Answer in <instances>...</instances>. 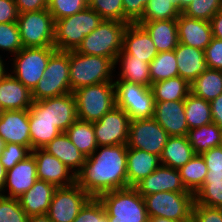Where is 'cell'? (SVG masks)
Returning <instances> with one entry per match:
<instances>
[{"instance_id": "obj_1", "label": "cell", "mask_w": 222, "mask_h": 222, "mask_svg": "<svg viewBox=\"0 0 222 222\" xmlns=\"http://www.w3.org/2000/svg\"><path fill=\"white\" fill-rule=\"evenodd\" d=\"M127 144L100 146L85 159L76 183L91 197L128 187Z\"/></svg>"}, {"instance_id": "obj_2", "label": "cell", "mask_w": 222, "mask_h": 222, "mask_svg": "<svg viewBox=\"0 0 222 222\" xmlns=\"http://www.w3.org/2000/svg\"><path fill=\"white\" fill-rule=\"evenodd\" d=\"M114 62L107 57L69 51L71 92L98 83L114 81Z\"/></svg>"}, {"instance_id": "obj_3", "label": "cell", "mask_w": 222, "mask_h": 222, "mask_svg": "<svg viewBox=\"0 0 222 222\" xmlns=\"http://www.w3.org/2000/svg\"><path fill=\"white\" fill-rule=\"evenodd\" d=\"M103 20L89 6L72 16L56 20L54 47L58 51L76 50L85 36L93 32Z\"/></svg>"}, {"instance_id": "obj_4", "label": "cell", "mask_w": 222, "mask_h": 222, "mask_svg": "<svg viewBox=\"0 0 222 222\" xmlns=\"http://www.w3.org/2000/svg\"><path fill=\"white\" fill-rule=\"evenodd\" d=\"M109 222H148L144 198L135 187H126L101 194Z\"/></svg>"}, {"instance_id": "obj_5", "label": "cell", "mask_w": 222, "mask_h": 222, "mask_svg": "<svg viewBox=\"0 0 222 222\" xmlns=\"http://www.w3.org/2000/svg\"><path fill=\"white\" fill-rule=\"evenodd\" d=\"M77 118L91 123L100 120L116 106L114 81L83 86L73 91Z\"/></svg>"}, {"instance_id": "obj_6", "label": "cell", "mask_w": 222, "mask_h": 222, "mask_svg": "<svg viewBox=\"0 0 222 222\" xmlns=\"http://www.w3.org/2000/svg\"><path fill=\"white\" fill-rule=\"evenodd\" d=\"M127 26L128 23L125 22L103 20L93 32L85 36L75 51L84 55L107 57L114 62L122 51Z\"/></svg>"}, {"instance_id": "obj_7", "label": "cell", "mask_w": 222, "mask_h": 222, "mask_svg": "<svg viewBox=\"0 0 222 222\" xmlns=\"http://www.w3.org/2000/svg\"><path fill=\"white\" fill-rule=\"evenodd\" d=\"M70 92L69 51L56 50L47 63L43 78L32 91V98L39 101Z\"/></svg>"}, {"instance_id": "obj_8", "label": "cell", "mask_w": 222, "mask_h": 222, "mask_svg": "<svg viewBox=\"0 0 222 222\" xmlns=\"http://www.w3.org/2000/svg\"><path fill=\"white\" fill-rule=\"evenodd\" d=\"M55 51V47H23L12 56L8 72L32 92L38 81L43 78V72Z\"/></svg>"}, {"instance_id": "obj_9", "label": "cell", "mask_w": 222, "mask_h": 222, "mask_svg": "<svg viewBox=\"0 0 222 222\" xmlns=\"http://www.w3.org/2000/svg\"><path fill=\"white\" fill-rule=\"evenodd\" d=\"M149 217H164L174 221H192L195 203L192 192H158L143 196Z\"/></svg>"}, {"instance_id": "obj_10", "label": "cell", "mask_w": 222, "mask_h": 222, "mask_svg": "<svg viewBox=\"0 0 222 222\" xmlns=\"http://www.w3.org/2000/svg\"><path fill=\"white\" fill-rule=\"evenodd\" d=\"M17 25L23 47H54L55 21L48 9L20 13Z\"/></svg>"}, {"instance_id": "obj_11", "label": "cell", "mask_w": 222, "mask_h": 222, "mask_svg": "<svg viewBox=\"0 0 222 222\" xmlns=\"http://www.w3.org/2000/svg\"><path fill=\"white\" fill-rule=\"evenodd\" d=\"M116 106L124 110L130 120L152 118L155 101L151 87L114 81Z\"/></svg>"}, {"instance_id": "obj_12", "label": "cell", "mask_w": 222, "mask_h": 222, "mask_svg": "<svg viewBox=\"0 0 222 222\" xmlns=\"http://www.w3.org/2000/svg\"><path fill=\"white\" fill-rule=\"evenodd\" d=\"M28 111L29 118H47L61 132H65L78 119L73 92L33 101Z\"/></svg>"}, {"instance_id": "obj_13", "label": "cell", "mask_w": 222, "mask_h": 222, "mask_svg": "<svg viewBox=\"0 0 222 222\" xmlns=\"http://www.w3.org/2000/svg\"><path fill=\"white\" fill-rule=\"evenodd\" d=\"M168 137L153 117L130 120L127 147L161 156Z\"/></svg>"}, {"instance_id": "obj_14", "label": "cell", "mask_w": 222, "mask_h": 222, "mask_svg": "<svg viewBox=\"0 0 222 222\" xmlns=\"http://www.w3.org/2000/svg\"><path fill=\"white\" fill-rule=\"evenodd\" d=\"M90 198L77 183L56 188L47 216L52 222H72Z\"/></svg>"}, {"instance_id": "obj_15", "label": "cell", "mask_w": 222, "mask_h": 222, "mask_svg": "<svg viewBox=\"0 0 222 222\" xmlns=\"http://www.w3.org/2000/svg\"><path fill=\"white\" fill-rule=\"evenodd\" d=\"M129 123L128 114L118 106L113 107L93 123L98 147L127 144Z\"/></svg>"}, {"instance_id": "obj_16", "label": "cell", "mask_w": 222, "mask_h": 222, "mask_svg": "<svg viewBox=\"0 0 222 222\" xmlns=\"http://www.w3.org/2000/svg\"><path fill=\"white\" fill-rule=\"evenodd\" d=\"M36 161L37 179L53 184L56 188L76 183V174L43 148L31 151Z\"/></svg>"}, {"instance_id": "obj_17", "label": "cell", "mask_w": 222, "mask_h": 222, "mask_svg": "<svg viewBox=\"0 0 222 222\" xmlns=\"http://www.w3.org/2000/svg\"><path fill=\"white\" fill-rule=\"evenodd\" d=\"M37 181L36 161L31 153L7 170L3 196L18 199ZM7 193V194H6Z\"/></svg>"}, {"instance_id": "obj_18", "label": "cell", "mask_w": 222, "mask_h": 222, "mask_svg": "<svg viewBox=\"0 0 222 222\" xmlns=\"http://www.w3.org/2000/svg\"><path fill=\"white\" fill-rule=\"evenodd\" d=\"M0 137L5 143L24 145L31 150L28 109L3 111L0 117Z\"/></svg>"}, {"instance_id": "obj_19", "label": "cell", "mask_w": 222, "mask_h": 222, "mask_svg": "<svg viewBox=\"0 0 222 222\" xmlns=\"http://www.w3.org/2000/svg\"><path fill=\"white\" fill-rule=\"evenodd\" d=\"M135 188L142 196L165 191L190 192L185 188L178 169L163 165L140 181Z\"/></svg>"}, {"instance_id": "obj_20", "label": "cell", "mask_w": 222, "mask_h": 222, "mask_svg": "<svg viewBox=\"0 0 222 222\" xmlns=\"http://www.w3.org/2000/svg\"><path fill=\"white\" fill-rule=\"evenodd\" d=\"M153 118L169 136H187L184 100L155 102Z\"/></svg>"}, {"instance_id": "obj_21", "label": "cell", "mask_w": 222, "mask_h": 222, "mask_svg": "<svg viewBox=\"0 0 222 222\" xmlns=\"http://www.w3.org/2000/svg\"><path fill=\"white\" fill-rule=\"evenodd\" d=\"M122 50L134 59L150 63L158 54L150 34L138 23H129L123 35Z\"/></svg>"}, {"instance_id": "obj_22", "label": "cell", "mask_w": 222, "mask_h": 222, "mask_svg": "<svg viewBox=\"0 0 222 222\" xmlns=\"http://www.w3.org/2000/svg\"><path fill=\"white\" fill-rule=\"evenodd\" d=\"M178 40L186 46L205 50L213 38L209 21L180 14L177 18Z\"/></svg>"}, {"instance_id": "obj_23", "label": "cell", "mask_w": 222, "mask_h": 222, "mask_svg": "<svg viewBox=\"0 0 222 222\" xmlns=\"http://www.w3.org/2000/svg\"><path fill=\"white\" fill-rule=\"evenodd\" d=\"M33 104L32 92L8 71L0 78V105L4 111L25 110Z\"/></svg>"}, {"instance_id": "obj_24", "label": "cell", "mask_w": 222, "mask_h": 222, "mask_svg": "<svg viewBox=\"0 0 222 222\" xmlns=\"http://www.w3.org/2000/svg\"><path fill=\"white\" fill-rule=\"evenodd\" d=\"M161 165L160 156L136 148H127L128 187H135Z\"/></svg>"}, {"instance_id": "obj_25", "label": "cell", "mask_w": 222, "mask_h": 222, "mask_svg": "<svg viewBox=\"0 0 222 222\" xmlns=\"http://www.w3.org/2000/svg\"><path fill=\"white\" fill-rule=\"evenodd\" d=\"M179 76L189 84L193 82L208 67L204 50L178 43L174 49Z\"/></svg>"}, {"instance_id": "obj_26", "label": "cell", "mask_w": 222, "mask_h": 222, "mask_svg": "<svg viewBox=\"0 0 222 222\" xmlns=\"http://www.w3.org/2000/svg\"><path fill=\"white\" fill-rule=\"evenodd\" d=\"M55 189L53 184L37 179L35 184L18 198L21 208L28 216L47 214Z\"/></svg>"}, {"instance_id": "obj_27", "label": "cell", "mask_w": 222, "mask_h": 222, "mask_svg": "<svg viewBox=\"0 0 222 222\" xmlns=\"http://www.w3.org/2000/svg\"><path fill=\"white\" fill-rule=\"evenodd\" d=\"M117 65L121 66L118 67L120 71L117 75L114 73V79L116 78L114 81H127L151 87L149 63L134 59V56H130L122 50L114 61V72H116Z\"/></svg>"}, {"instance_id": "obj_28", "label": "cell", "mask_w": 222, "mask_h": 222, "mask_svg": "<svg viewBox=\"0 0 222 222\" xmlns=\"http://www.w3.org/2000/svg\"><path fill=\"white\" fill-rule=\"evenodd\" d=\"M45 151L61 160V162L77 174L85 163L86 157L70 141L65 132H61L46 146Z\"/></svg>"}, {"instance_id": "obj_29", "label": "cell", "mask_w": 222, "mask_h": 222, "mask_svg": "<svg viewBox=\"0 0 222 222\" xmlns=\"http://www.w3.org/2000/svg\"><path fill=\"white\" fill-rule=\"evenodd\" d=\"M137 23L150 34L158 52L172 51L178 45L177 19Z\"/></svg>"}, {"instance_id": "obj_30", "label": "cell", "mask_w": 222, "mask_h": 222, "mask_svg": "<svg viewBox=\"0 0 222 222\" xmlns=\"http://www.w3.org/2000/svg\"><path fill=\"white\" fill-rule=\"evenodd\" d=\"M194 155L187 136H169L160 158L163 166L179 169Z\"/></svg>"}, {"instance_id": "obj_31", "label": "cell", "mask_w": 222, "mask_h": 222, "mask_svg": "<svg viewBox=\"0 0 222 222\" xmlns=\"http://www.w3.org/2000/svg\"><path fill=\"white\" fill-rule=\"evenodd\" d=\"M187 138L195 154L222 145V129L214 122L188 130Z\"/></svg>"}, {"instance_id": "obj_32", "label": "cell", "mask_w": 222, "mask_h": 222, "mask_svg": "<svg viewBox=\"0 0 222 222\" xmlns=\"http://www.w3.org/2000/svg\"><path fill=\"white\" fill-rule=\"evenodd\" d=\"M190 92L211 102L222 94V71L207 68L190 83Z\"/></svg>"}, {"instance_id": "obj_33", "label": "cell", "mask_w": 222, "mask_h": 222, "mask_svg": "<svg viewBox=\"0 0 222 222\" xmlns=\"http://www.w3.org/2000/svg\"><path fill=\"white\" fill-rule=\"evenodd\" d=\"M155 102L185 100L190 93V84L180 76L151 84Z\"/></svg>"}, {"instance_id": "obj_34", "label": "cell", "mask_w": 222, "mask_h": 222, "mask_svg": "<svg viewBox=\"0 0 222 222\" xmlns=\"http://www.w3.org/2000/svg\"><path fill=\"white\" fill-rule=\"evenodd\" d=\"M65 133L86 158L98 148L93 123L91 122L77 119Z\"/></svg>"}, {"instance_id": "obj_35", "label": "cell", "mask_w": 222, "mask_h": 222, "mask_svg": "<svg viewBox=\"0 0 222 222\" xmlns=\"http://www.w3.org/2000/svg\"><path fill=\"white\" fill-rule=\"evenodd\" d=\"M185 117L189 130L212 123L210 102L191 92L184 100Z\"/></svg>"}, {"instance_id": "obj_36", "label": "cell", "mask_w": 222, "mask_h": 222, "mask_svg": "<svg viewBox=\"0 0 222 222\" xmlns=\"http://www.w3.org/2000/svg\"><path fill=\"white\" fill-rule=\"evenodd\" d=\"M185 188L196 193L204 184L208 168L201 154H195L184 166L178 169Z\"/></svg>"}, {"instance_id": "obj_37", "label": "cell", "mask_w": 222, "mask_h": 222, "mask_svg": "<svg viewBox=\"0 0 222 222\" xmlns=\"http://www.w3.org/2000/svg\"><path fill=\"white\" fill-rule=\"evenodd\" d=\"M151 84L179 76L174 50L158 52L149 63Z\"/></svg>"}, {"instance_id": "obj_38", "label": "cell", "mask_w": 222, "mask_h": 222, "mask_svg": "<svg viewBox=\"0 0 222 222\" xmlns=\"http://www.w3.org/2000/svg\"><path fill=\"white\" fill-rule=\"evenodd\" d=\"M31 151L43 148L61 131L47 118H29Z\"/></svg>"}, {"instance_id": "obj_39", "label": "cell", "mask_w": 222, "mask_h": 222, "mask_svg": "<svg viewBox=\"0 0 222 222\" xmlns=\"http://www.w3.org/2000/svg\"><path fill=\"white\" fill-rule=\"evenodd\" d=\"M180 14L176 0H149L138 22L177 19Z\"/></svg>"}, {"instance_id": "obj_40", "label": "cell", "mask_w": 222, "mask_h": 222, "mask_svg": "<svg viewBox=\"0 0 222 222\" xmlns=\"http://www.w3.org/2000/svg\"><path fill=\"white\" fill-rule=\"evenodd\" d=\"M195 203L222 208V178L205 177L204 184L194 194Z\"/></svg>"}, {"instance_id": "obj_41", "label": "cell", "mask_w": 222, "mask_h": 222, "mask_svg": "<svg viewBox=\"0 0 222 222\" xmlns=\"http://www.w3.org/2000/svg\"><path fill=\"white\" fill-rule=\"evenodd\" d=\"M219 10H222V0H193L182 14L190 18L210 21Z\"/></svg>"}, {"instance_id": "obj_42", "label": "cell", "mask_w": 222, "mask_h": 222, "mask_svg": "<svg viewBox=\"0 0 222 222\" xmlns=\"http://www.w3.org/2000/svg\"><path fill=\"white\" fill-rule=\"evenodd\" d=\"M23 48L17 23L0 24V50L14 56Z\"/></svg>"}, {"instance_id": "obj_43", "label": "cell", "mask_w": 222, "mask_h": 222, "mask_svg": "<svg viewBox=\"0 0 222 222\" xmlns=\"http://www.w3.org/2000/svg\"><path fill=\"white\" fill-rule=\"evenodd\" d=\"M89 6V0H49L48 10L54 21L72 16Z\"/></svg>"}, {"instance_id": "obj_44", "label": "cell", "mask_w": 222, "mask_h": 222, "mask_svg": "<svg viewBox=\"0 0 222 222\" xmlns=\"http://www.w3.org/2000/svg\"><path fill=\"white\" fill-rule=\"evenodd\" d=\"M89 7L104 20L123 22V0H89Z\"/></svg>"}, {"instance_id": "obj_45", "label": "cell", "mask_w": 222, "mask_h": 222, "mask_svg": "<svg viewBox=\"0 0 222 222\" xmlns=\"http://www.w3.org/2000/svg\"><path fill=\"white\" fill-rule=\"evenodd\" d=\"M28 217L18 199L0 195V222H27Z\"/></svg>"}, {"instance_id": "obj_46", "label": "cell", "mask_w": 222, "mask_h": 222, "mask_svg": "<svg viewBox=\"0 0 222 222\" xmlns=\"http://www.w3.org/2000/svg\"><path fill=\"white\" fill-rule=\"evenodd\" d=\"M72 222H109L105 208L99 198L91 197L80 209Z\"/></svg>"}, {"instance_id": "obj_47", "label": "cell", "mask_w": 222, "mask_h": 222, "mask_svg": "<svg viewBox=\"0 0 222 222\" xmlns=\"http://www.w3.org/2000/svg\"><path fill=\"white\" fill-rule=\"evenodd\" d=\"M30 154L31 150L24 145L6 143L0 155V162L6 170H10Z\"/></svg>"}, {"instance_id": "obj_48", "label": "cell", "mask_w": 222, "mask_h": 222, "mask_svg": "<svg viewBox=\"0 0 222 222\" xmlns=\"http://www.w3.org/2000/svg\"><path fill=\"white\" fill-rule=\"evenodd\" d=\"M201 155L208 168L206 177L222 178V145L211 148Z\"/></svg>"}, {"instance_id": "obj_49", "label": "cell", "mask_w": 222, "mask_h": 222, "mask_svg": "<svg viewBox=\"0 0 222 222\" xmlns=\"http://www.w3.org/2000/svg\"><path fill=\"white\" fill-rule=\"evenodd\" d=\"M149 0H123V22L137 23L143 16Z\"/></svg>"}, {"instance_id": "obj_50", "label": "cell", "mask_w": 222, "mask_h": 222, "mask_svg": "<svg viewBox=\"0 0 222 222\" xmlns=\"http://www.w3.org/2000/svg\"><path fill=\"white\" fill-rule=\"evenodd\" d=\"M192 222H222V208L194 204Z\"/></svg>"}, {"instance_id": "obj_51", "label": "cell", "mask_w": 222, "mask_h": 222, "mask_svg": "<svg viewBox=\"0 0 222 222\" xmlns=\"http://www.w3.org/2000/svg\"><path fill=\"white\" fill-rule=\"evenodd\" d=\"M204 54L209 69L222 71V40L213 37L210 44L205 48Z\"/></svg>"}, {"instance_id": "obj_52", "label": "cell", "mask_w": 222, "mask_h": 222, "mask_svg": "<svg viewBox=\"0 0 222 222\" xmlns=\"http://www.w3.org/2000/svg\"><path fill=\"white\" fill-rule=\"evenodd\" d=\"M18 15L14 0H0V24L17 23Z\"/></svg>"}, {"instance_id": "obj_53", "label": "cell", "mask_w": 222, "mask_h": 222, "mask_svg": "<svg viewBox=\"0 0 222 222\" xmlns=\"http://www.w3.org/2000/svg\"><path fill=\"white\" fill-rule=\"evenodd\" d=\"M18 13L48 9L49 0H14Z\"/></svg>"}, {"instance_id": "obj_54", "label": "cell", "mask_w": 222, "mask_h": 222, "mask_svg": "<svg viewBox=\"0 0 222 222\" xmlns=\"http://www.w3.org/2000/svg\"><path fill=\"white\" fill-rule=\"evenodd\" d=\"M210 106L213 122L222 129V94L212 100Z\"/></svg>"}, {"instance_id": "obj_55", "label": "cell", "mask_w": 222, "mask_h": 222, "mask_svg": "<svg viewBox=\"0 0 222 222\" xmlns=\"http://www.w3.org/2000/svg\"><path fill=\"white\" fill-rule=\"evenodd\" d=\"M209 22L213 37L222 40V10H219Z\"/></svg>"}, {"instance_id": "obj_56", "label": "cell", "mask_w": 222, "mask_h": 222, "mask_svg": "<svg viewBox=\"0 0 222 222\" xmlns=\"http://www.w3.org/2000/svg\"><path fill=\"white\" fill-rule=\"evenodd\" d=\"M6 174H7V170L4 168L3 164L0 162V195H3V192H4Z\"/></svg>"}, {"instance_id": "obj_57", "label": "cell", "mask_w": 222, "mask_h": 222, "mask_svg": "<svg viewBox=\"0 0 222 222\" xmlns=\"http://www.w3.org/2000/svg\"><path fill=\"white\" fill-rule=\"evenodd\" d=\"M27 222H52L47 214L29 216Z\"/></svg>"}, {"instance_id": "obj_58", "label": "cell", "mask_w": 222, "mask_h": 222, "mask_svg": "<svg viewBox=\"0 0 222 222\" xmlns=\"http://www.w3.org/2000/svg\"><path fill=\"white\" fill-rule=\"evenodd\" d=\"M178 9L182 13L193 0H176Z\"/></svg>"}, {"instance_id": "obj_59", "label": "cell", "mask_w": 222, "mask_h": 222, "mask_svg": "<svg viewBox=\"0 0 222 222\" xmlns=\"http://www.w3.org/2000/svg\"><path fill=\"white\" fill-rule=\"evenodd\" d=\"M148 222H192V221H174L164 217H149Z\"/></svg>"}, {"instance_id": "obj_60", "label": "cell", "mask_w": 222, "mask_h": 222, "mask_svg": "<svg viewBox=\"0 0 222 222\" xmlns=\"http://www.w3.org/2000/svg\"><path fill=\"white\" fill-rule=\"evenodd\" d=\"M4 58L3 55L0 54V78L8 71L9 68L8 64L6 65V60L2 59ZM5 61V62H4Z\"/></svg>"}, {"instance_id": "obj_61", "label": "cell", "mask_w": 222, "mask_h": 222, "mask_svg": "<svg viewBox=\"0 0 222 222\" xmlns=\"http://www.w3.org/2000/svg\"><path fill=\"white\" fill-rule=\"evenodd\" d=\"M5 141L0 137V155L2 153L3 148L5 147Z\"/></svg>"}, {"instance_id": "obj_62", "label": "cell", "mask_w": 222, "mask_h": 222, "mask_svg": "<svg viewBox=\"0 0 222 222\" xmlns=\"http://www.w3.org/2000/svg\"><path fill=\"white\" fill-rule=\"evenodd\" d=\"M3 109H2V107H1V105H0V117L2 116V114H3Z\"/></svg>"}]
</instances>
